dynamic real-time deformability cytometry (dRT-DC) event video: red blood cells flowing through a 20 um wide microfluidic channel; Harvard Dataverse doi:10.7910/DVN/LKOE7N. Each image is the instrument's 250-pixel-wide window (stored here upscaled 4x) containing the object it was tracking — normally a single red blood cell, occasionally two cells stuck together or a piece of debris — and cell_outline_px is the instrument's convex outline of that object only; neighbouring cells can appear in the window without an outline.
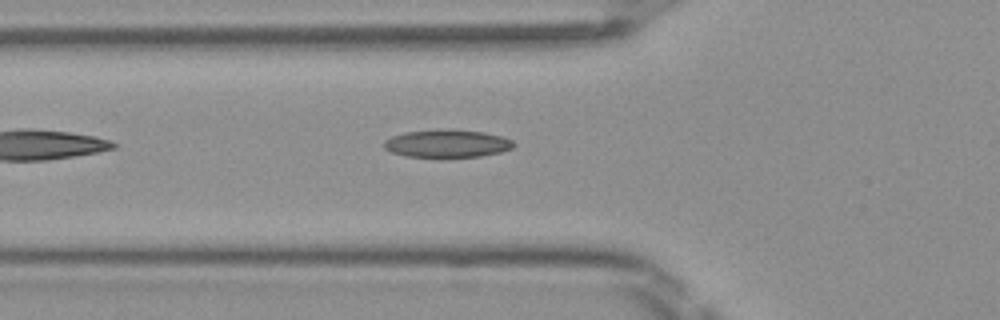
{"species": "Egyptian fruit bat (a non-hibernating species)", "species_latin": "Rousettus aegyptiacus", "temperature_condition": "room temperature", "stored_images_in_passage": 35, "camera_frame_rate_fps": 3000, "um_per_image_px": 0.085, "frame": {"image": 1, "passage_image": 4, "time_ms": 1.0, "image_size_px": [1000, 320], "cell_outline_px": [[516, 144], [512, 148], [500, 152], [480, 156], [444, 160], [440, 160], [408, 156], [392, 152], [384, 148], [384, 140], [392, 136], [404, 132], [484, 132], [504, 136], [512, 140]], "centroid_in_image_um": [38.02, 12.29], "position_along_channel_um": 87.8, "area_um2": 20.87}}
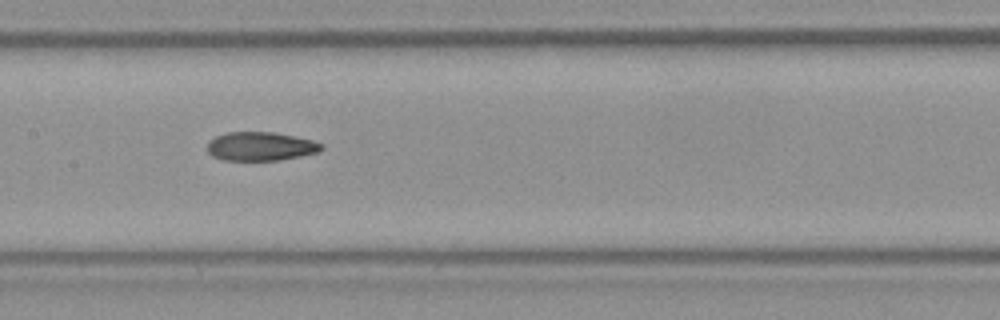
{"frame": {"image": 2, "passage_image": 11, "time_ms": 3.333, "image_size_px": [1000, 320], "cell_outline_px": [[324, 148], [320, 152], [280, 160], [224, 160], [212, 156], [204, 148], [208, 140], [224, 132], [276, 132], [312, 140], [324, 144]], "centroid_in_image_um": [22.12, 12.43], "position_along_channel_um": 185.3, "area_um2": 19.48}}
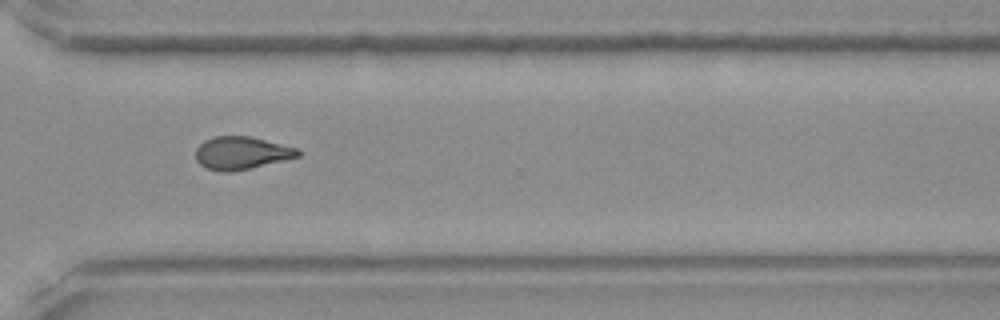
{"frame": {"image": 3, "passage_image": 23, "time_ms": 7.333, "image_size_px": [1000, 320], "cell_outline_px": [[300, 156], [284, 160], [248, 168], [228, 172], [220, 172], [204, 168], [196, 160], [196, 148], [204, 140], [212, 136], [252, 136], [300, 148]], "centroid_in_image_um": [20.52, 12.99], "position_along_channel_um": 350.1, "area_um2": 19.71}}